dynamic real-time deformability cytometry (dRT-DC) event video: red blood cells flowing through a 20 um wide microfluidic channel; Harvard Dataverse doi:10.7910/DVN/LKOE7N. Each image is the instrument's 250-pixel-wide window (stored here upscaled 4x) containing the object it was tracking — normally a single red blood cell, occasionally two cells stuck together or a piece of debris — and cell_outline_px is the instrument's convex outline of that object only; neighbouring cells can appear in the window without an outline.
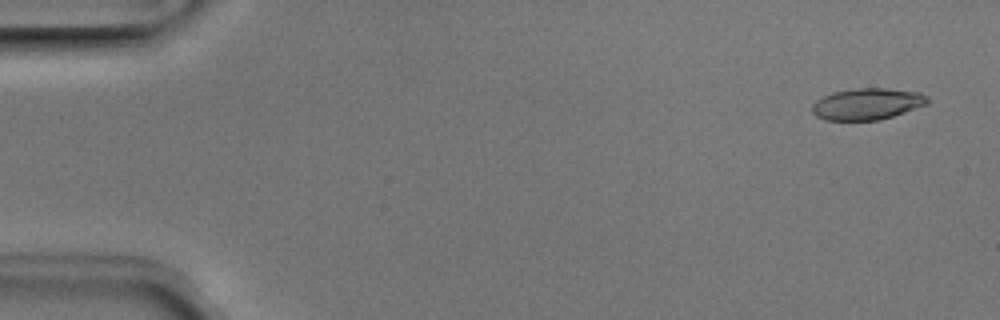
{"species": "Egyptian fruit bat (a non-hibernating species)", "species_latin": "Rousettus aegyptiacus", "temperature_condition": "room temperature", "stored_images_in_passage": 5, "segment_of_instrument_passage": [2, 2], "camera_frame_rate_fps": 3000, "um_per_image_px": 0.085, "animal": {"sex": "male"}, "frame": {"image": 1, "passage_image": 5, "time_ms": 1.333, "image_size_px": [1000, 320], "cell_outline_px": [[928, 104], [880, 120], [824, 120], [816, 116], [812, 112], [812, 104], [816, 100], [832, 92], [856, 88], [884, 88], [920, 92], [928, 96]], "centroid_in_image_um": [73.7, 8.83], "position_along_channel_um": 11.3, "area_um2": 21.21}}